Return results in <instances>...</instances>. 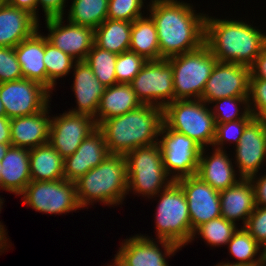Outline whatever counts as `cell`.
Returning <instances> with one entry per match:
<instances>
[{
	"instance_id": "7dc6e473",
	"label": "cell",
	"mask_w": 266,
	"mask_h": 266,
	"mask_svg": "<svg viewBox=\"0 0 266 266\" xmlns=\"http://www.w3.org/2000/svg\"><path fill=\"white\" fill-rule=\"evenodd\" d=\"M10 121L7 116H0V143H11Z\"/></svg>"
},
{
	"instance_id": "9c48e42d",
	"label": "cell",
	"mask_w": 266,
	"mask_h": 266,
	"mask_svg": "<svg viewBox=\"0 0 266 266\" xmlns=\"http://www.w3.org/2000/svg\"><path fill=\"white\" fill-rule=\"evenodd\" d=\"M21 196L22 204L39 213L65 215L81 210L77 201L75 182L66 179L31 181Z\"/></svg>"
},
{
	"instance_id": "b9f144b4",
	"label": "cell",
	"mask_w": 266,
	"mask_h": 266,
	"mask_svg": "<svg viewBox=\"0 0 266 266\" xmlns=\"http://www.w3.org/2000/svg\"><path fill=\"white\" fill-rule=\"evenodd\" d=\"M244 229L262 247H266V207L256 206L247 219Z\"/></svg>"
},
{
	"instance_id": "1f68e13d",
	"label": "cell",
	"mask_w": 266,
	"mask_h": 266,
	"mask_svg": "<svg viewBox=\"0 0 266 266\" xmlns=\"http://www.w3.org/2000/svg\"><path fill=\"white\" fill-rule=\"evenodd\" d=\"M229 255L234 261H228L232 264H241L244 266H253L263 262L264 248L244 229L240 227L234 233L232 239L226 245Z\"/></svg>"
},
{
	"instance_id": "60d3db41",
	"label": "cell",
	"mask_w": 266,
	"mask_h": 266,
	"mask_svg": "<svg viewBox=\"0 0 266 266\" xmlns=\"http://www.w3.org/2000/svg\"><path fill=\"white\" fill-rule=\"evenodd\" d=\"M23 78L13 47H0V83Z\"/></svg>"
},
{
	"instance_id": "db71d44e",
	"label": "cell",
	"mask_w": 266,
	"mask_h": 266,
	"mask_svg": "<svg viewBox=\"0 0 266 266\" xmlns=\"http://www.w3.org/2000/svg\"><path fill=\"white\" fill-rule=\"evenodd\" d=\"M4 198H2L1 196H0V214H1V209L3 208L2 206H3V204H4ZM1 222V221H0Z\"/></svg>"
},
{
	"instance_id": "f35d334b",
	"label": "cell",
	"mask_w": 266,
	"mask_h": 266,
	"mask_svg": "<svg viewBox=\"0 0 266 266\" xmlns=\"http://www.w3.org/2000/svg\"><path fill=\"white\" fill-rule=\"evenodd\" d=\"M147 60L135 52L126 51L117 55L116 83L130 84Z\"/></svg>"
},
{
	"instance_id": "484cf974",
	"label": "cell",
	"mask_w": 266,
	"mask_h": 266,
	"mask_svg": "<svg viewBox=\"0 0 266 266\" xmlns=\"http://www.w3.org/2000/svg\"><path fill=\"white\" fill-rule=\"evenodd\" d=\"M23 78L38 82L47 88L45 55V34L37 30L31 37L14 47Z\"/></svg>"
},
{
	"instance_id": "30bf717a",
	"label": "cell",
	"mask_w": 266,
	"mask_h": 266,
	"mask_svg": "<svg viewBox=\"0 0 266 266\" xmlns=\"http://www.w3.org/2000/svg\"><path fill=\"white\" fill-rule=\"evenodd\" d=\"M158 144L165 171L173 181L196 175L202 149L196 141L162 123Z\"/></svg>"
},
{
	"instance_id": "5b68a950",
	"label": "cell",
	"mask_w": 266,
	"mask_h": 266,
	"mask_svg": "<svg viewBox=\"0 0 266 266\" xmlns=\"http://www.w3.org/2000/svg\"><path fill=\"white\" fill-rule=\"evenodd\" d=\"M125 158L128 194L130 192L138 197L150 199L173 182L165 171L158 143L131 150Z\"/></svg>"
},
{
	"instance_id": "44dd1931",
	"label": "cell",
	"mask_w": 266,
	"mask_h": 266,
	"mask_svg": "<svg viewBox=\"0 0 266 266\" xmlns=\"http://www.w3.org/2000/svg\"><path fill=\"white\" fill-rule=\"evenodd\" d=\"M72 91L75 95V108L67 111L78 114H85L95 117L99 108L101 96L104 93L105 86L96 78L92 69L85 61H78L73 66Z\"/></svg>"
},
{
	"instance_id": "8992f818",
	"label": "cell",
	"mask_w": 266,
	"mask_h": 266,
	"mask_svg": "<svg viewBox=\"0 0 266 266\" xmlns=\"http://www.w3.org/2000/svg\"><path fill=\"white\" fill-rule=\"evenodd\" d=\"M163 123L196 141L202 148L212 147L216 122L210 105L200 99L174 100L163 108Z\"/></svg>"
},
{
	"instance_id": "11a10c76",
	"label": "cell",
	"mask_w": 266,
	"mask_h": 266,
	"mask_svg": "<svg viewBox=\"0 0 266 266\" xmlns=\"http://www.w3.org/2000/svg\"><path fill=\"white\" fill-rule=\"evenodd\" d=\"M263 262L266 264V247L264 248Z\"/></svg>"
},
{
	"instance_id": "681fc988",
	"label": "cell",
	"mask_w": 266,
	"mask_h": 266,
	"mask_svg": "<svg viewBox=\"0 0 266 266\" xmlns=\"http://www.w3.org/2000/svg\"><path fill=\"white\" fill-rule=\"evenodd\" d=\"M10 146H11V143H0V162L2 158L5 156Z\"/></svg>"
},
{
	"instance_id": "7bdbcfd3",
	"label": "cell",
	"mask_w": 266,
	"mask_h": 266,
	"mask_svg": "<svg viewBox=\"0 0 266 266\" xmlns=\"http://www.w3.org/2000/svg\"><path fill=\"white\" fill-rule=\"evenodd\" d=\"M67 1L68 0H38V13L41 7L44 13V19L62 17L66 14Z\"/></svg>"
},
{
	"instance_id": "ac0fdd59",
	"label": "cell",
	"mask_w": 266,
	"mask_h": 266,
	"mask_svg": "<svg viewBox=\"0 0 266 266\" xmlns=\"http://www.w3.org/2000/svg\"><path fill=\"white\" fill-rule=\"evenodd\" d=\"M64 16L44 20L48 41L73 59L84 61L94 44V29L66 21ZM65 23V24H64Z\"/></svg>"
},
{
	"instance_id": "ba28073f",
	"label": "cell",
	"mask_w": 266,
	"mask_h": 266,
	"mask_svg": "<svg viewBox=\"0 0 266 266\" xmlns=\"http://www.w3.org/2000/svg\"><path fill=\"white\" fill-rule=\"evenodd\" d=\"M172 66L174 100L200 99L217 59L203 44L167 59Z\"/></svg>"
},
{
	"instance_id": "4dcf8cb0",
	"label": "cell",
	"mask_w": 266,
	"mask_h": 266,
	"mask_svg": "<svg viewBox=\"0 0 266 266\" xmlns=\"http://www.w3.org/2000/svg\"><path fill=\"white\" fill-rule=\"evenodd\" d=\"M65 20L96 29L106 19L109 0H71ZM67 16V17H66Z\"/></svg>"
},
{
	"instance_id": "f1b7e54d",
	"label": "cell",
	"mask_w": 266,
	"mask_h": 266,
	"mask_svg": "<svg viewBox=\"0 0 266 266\" xmlns=\"http://www.w3.org/2000/svg\"><path fill=\"white\" fill-rule=\"evenodd\" d=\"M132 22L107 18L94 29V44L117 55L129 51Z\"/></svg>"
},
{
	"instance_id": "83f0119b",
	"label": "cell",
	"mask_w": 266,
	"mask_h": 266,
	"mask_svg": "<svg viewBox=\"0 0 266 266\" xmlns=\"http://www.w3.org/2000/svg\"><path fill=\"white\" fill-rule=\"evenodd\" d=\"M31 181H52L64 178V159L49 144L29 149Z\"/></svg>"
},
{
	"instance_id": "c3c4849f",
	"label": "cell",
	"mask_w": 266,
	"mask_h": 266,
	"mask_svg": "<svg viewBox=\"0 0 266 266\" xmlns=\"http://www.w3.org/2000/svg\"><path fill=\"white\" fill-rule=\"evenodd\" d=\"M7 233L5 225L3 222H0V255L4 253V251L7 252V250H9L8 248L12 246V242L8 240L9 236L7 237Z\"/></svg>"
},
{
	"instance_id": "816d5d0a",
	"label": "cell",
	"mask_w": 266,
	"mask_h": 266,
	"mask_svg": "<svg viewBox=\"0 0 266 266\" xmlns=\"http://www.w3.org/2000/svg\"><path fill=\"white\" fill-rule=\"evenodd\" d=\"M214 266H244V265H241V264H232V263H228V262L222 261L220 263L218 262V264H216Z\"/></svg>"
},
{
	"instance_id": "7a4b0ae2",
	"label": "cell",
	"mask_w": 266,
	"mask_h": 266,
	"mask_svg": "<svg viewBox=\"0 0 266 266\" xmlns=\"http://www.w3.org/2000/svg\"><path fill=\"white\" fill-rule=\"evenodd\" d=\"M206 15L204 44L218 62L250 67L266 46V32L251 22Z\"/></svg>"
},
{
	"instance_id": "ffe728a7",
	"label": "cell",
	"mask_w": 266,
	"mask_h": 266,
	"mask_svg": "<svg viewBox=\"0 0 266 266\" xmlns=\"http://www.w3.org/2000/svg\"><path fill=\"white\" fill-rule=\"evenodd\" d=\"M210 148V153L207 147L201 149L196 176L218 191L230 188L242 179L237 175L233 157L226 150Z\"/></svg>"
},
{
	"instance_id": "5bb4252c",
	"label": "cell",
	"mask_w": 266,
	"mask_h": 266,
	"mask_svg": "<svg viewBox=\"0 0 266 266\" xmlns=\"http://www.w3.org/2000/svg\"><path fill=\"white\" fill-rule=\"evenodd\" d=\"M234 148L232 159L241 178L249 179L260 173L266 165V120L254 117Z\"/></svg>"
},
{
	"instance_id": "d590c367",
	"label": "cell",
	"mask_w": 266,
	"mask_h": 266,
	"mask_svg": "<svg viewBox=\"0 0 266 266\" xmlns=\"http://www.w3.org/2000/svg\"><path fill=\"white\" fill-rule=\"evenodd\" d=\"M210 104L216 123L244 119L250 113L248 97L220 98Z\"/></svg>"
},
{
	"instance_id": "4fadbf2b",
	"label": "cell",
	"mask_w": 266,
	"mask_h": 266,
	"mask_svg": "<svg viewBox=\"0 0 266 266\" xmlns=\"http://www.w3.org/2000/svg\"><path fill=\"white\" fill-rule=\"evenodd\" d=\"M146 235L126 236L115 255L127 266H169L168 258L182 250L169 240L153 239Z\"/></svg>"
},
{
	"instance_id": "8fae6325",
	"label": "cell",
	"mask_w": 266,
	"mask_h": 266,
	"mask_svg": "<svg viewBox=\"0 0 266 266\" xmlns=\"http://www.w3.org/2000/svg\"><path fill=\"white\" fill-rule=\"evenodd\" d=\"M130 84L141 104L163 109L174 101L173 70L167 59L148 60Z\"/></svg>"
},
{
	"instance_id": "f5cc1de1",
	"label": "cell",
	"mask_w": 266,
	"mask_h": 266,
	"mask_svg": "<svg viewBox=\"0 0 266 266\" xmlns=\"http://www.w3.org/2000/svg\"><path fill=\"white\" fill-rule=\"evenodd\" d=\"M0 116H6V111L4 105L2 104L1 99H0Z\"/></svg>"
},
{
	"instance_id": "4316f807",
	"label": "cell",
	"mask_w": 266,
	"mask_h": 266,
	"mask_svg": "<svg viewBox=\"0 0 266 266\" xmlns=\"http://www.w3.org/2000/svg\"><path fill=\"white\" fill-rule=\"evenodd\" d=\"M140 105L142 104L136 97L131 84L116 83L105 88L94 117L95 123L98 127L104 120L123 115Z\"/></svg>"
},
{
	"instance_id": "ab89813d",
	"label": "cell",
	"mask_w": 266,
	"mask_h": 266,
	"mask_svg": "<svg viewBox=\"0 0 266 266\" xmlns=\"http://www.w3.org/2000/svg\"><path fill=\"white\" fill-rule=\"evenodd\" d=\"M248 105L255 118L266 120V80L249 79Z\"/></svg>"
},
{
	"instance_id": "f546056e",
	"label": "cell",
	"mask_w": 266,
	"mask_h": 266,
	"mask_svg": "<svg viewBox=\"0 0 266 266\" xmlns=\"http://www.w3.org/2000/svg\"><path fill=\"white\" fill-rule=\"evenodd\" d=\"M129 51L148 60H160L157 30L152 18L146 14L132 22Z\"/></svg>"
},
{
	"instance_id": "74e56055",
	"label": "cell",
	"mask_w": 266,
	"mask_h": 266,
	"mask_svg": "<svg viewBox=\"0 0 266 266\" xmlns=\"http://www.w3.org/2000/svg\"><path fill=\"white\" fill-rule=\"evenodd\" d=\"M146 0H109L107 18L133 22L144 16ZM146 3V4H144ZM145 7V8H144Z\"/></svg>"
},
{
	"instance_id": "6f0895ef",
	"label": "cell",
	"mask_w": 266,
	"mask_h": 266,
	"mask_svg": "<svg viewBox=\"0 0 266 266\" xmlns=\"http://www.w3.org/2000/svg\"><path fill=\"white\" fill-rule=\"evenodd\" d=\"M7 0H0V6H2Z\"/></svg>"
},
{
	"instance_id": "bcb514c9",
	"label": "cell",
	"mask_w": 266,
	"mask_h": 266,
	"mask_svg": "<svg viewBox=\"0 0 266 266\" xmlns=\"http://www.w3.org/2000/svg\"><path fill=\"white\" fill-rule=\"evenodd\" d=\"M7 2L14 7L23 9L32 14L39 22L38 14V0H7Z\"/></svg>"
},
{
	"instance_id": "e0dca14e",
	"label": "cell",
	"mask_w": 266,
	"mask_h": 266,
	"mask_svg": "<svg viewBox=\"0 0 266 266\" xmlns=\"http://www.w3.org/2000/svg\"><path fill=\"white\" fill-rule=\"evenodd\" d=\"M183 190L188 203L191 222V238L201 224L221 217L220 191L198 176L183 177L175 181Z\"/></svg>"
},
{
	"instance_id": "7c38bea8",
	"label": "cell",
	"mask_w": 266,
	"mask_h": 266,
	"mask_svg": "<svg viewBox=\"0 0 266 266\" xmlns=\"http://www.w3.org/2000/svg\"><path fill=\"white\" fill-rule=\"evenodd\" d=\"M51 94L43 85L26 78L0 83V99L10 119L42 111L51 102Z\"/></svg>"
},
{
	"instance_id": "6da1fadb",
	"label": "cell",
	"mask_w": 266,
	"mask_h": 266,
	"mask_svg": "<svg viewBox=\"0 0 266 266\" xmlns=\"http://www.w3.org/2000/svg\"><path fill=\"white\" fill-rule=\"evenodd\" d=\"M149 16L157 30L160 60L194 51L204 44L206 13L181 0H150Z\"/></svg>"
},
{
	"instance_id": "7402d4cb",
	"label": "cell",
	"mask_w": 266,
	"mask_h": 266,
	"mask_svg": "<svg viewBox=\"0 0 266 266\" xmlns=\"http://www.w3.org/2000/svg\"><path fill=\"white\" fill-rule=\"evenodd\" d=\"M50 105L35 114L11 119V146L32 149L48 143L52 118Z\"/></svg>"
},
{
	"instance_id": "8d00e7d4",
	"label": "cell",
	"mask_w": 266,
	"mask_h": 266,
	"mask_svg": "<svg viewBox=\"0 0 266 266\" xmlns=\"http://www.w3.org/2000/svg\"><path fill=\"white\" fill-rule=\"evenodd\" d=\"M254 118L250 112L244 119L233 120L225 123H216V134L213 148L226 150L229 144H233V148L239 143V140L243 134L247 124ZM231 142V143H230ZM226 148H225V146Z\"/></svg>"
},
{
	"instance_id": "3957f363",
	"label": "cell",
	"mask_w": 266,
	"mask_h": 266,
	"mask_svg": "<svg viewBox=\"0 0 266 266\" xmlns=\"http://www.w3.org/2000/svg\"><path fill=\"white\" fill-rule=\"evenodd\" d=\"M163 109L142 104L123 115L104 120L98 128L105 137L110 154L126 155L138 147L158 143Z\"/></svg>"
},
{
	"instance_id": "d4e9b609",
	"label": "cell",
	"mask_w": 266,
	"mask_h": 266,
	"mask_svg": "<svg viewBox=\"0 0 266 266\" xmlns=\"http://www.w3.org/2000/svg\"><path fill=\"white\" fill-rule=\"evenodd\" d=\"M0 165V190L20 196L31 182L29 149L10 146Z\"/></svg>"
},
{
	"instance_id": "d6986e66",
	"label": "cell",
	"mask_w": 266,
	"mask_h": 266,
	"mask_svg": "<svg viewBox=\"0 0 266 266\" xmlns=\"http://www.w3.org/2000/svg\"><path fill=\"white\" fill-rule=\"evenodd\" d=\"M109 154L104 134L97 127L82 141L74 154L64 159V178L77 181L101 164Z\"/></svg>"
},
{
	"instance_id": "836d02e7",
	"label": "cell",
	"mask_w": 266,
	"mask_h": 266,
	"mask_svg": "<svg viewBox=\"0 0 266 266\" xmlns=\"http://www.w3.org/2000/svg\"><path fill=\"white\" fill-rule=\"evenodd\" d=\"M238 228V225L221 216L197 227L193 232L191 243L200 237L209 247L226 246Z\"/></svg>"
},
{
	"instance_id": "e575fe53",
	"label": "cell",
	"mask_w": 266,
	"mask_h": 266,
	"mask_svg": "<svg viewBox=\"0 0 266 266\" xmlns=\"http://www.w3.org/2000/svg\"><path fill=\"white\" fill-rule=\"evenodd\" d=\"M117 54L104 50L93 44L84 60L92 69L93 74L105 87L116 84V66Z\"/></svg>"
},
{
	"instance_id": "52a82bcc",
	"label": "cell",
	"mask_w": 266,
	"mask_h": 266,
	"mask_svg": "<svg viewBox=\"0 0 266 266\" xmlns=\"http://www.w3.org/2000/svg\"><path fill=\"white\" fill-rule=\"evenodd\" d=\"M150 199H159L154 215L156 239L169 240L181 248L191 243L188 203L182 188L173 181Z\"/></svg>"
},
{
	"instance_id": "cb8c5ba5",
	"label": "cell",
	"mask_w": 266,
	"mask_h": 266,
	"mask_svg": "<svg viewBox=\"0 0 266 266\" xmlns=\"http://www.w3.org/2000/svg\"><path fill=\"white\" fill-rule=\"evenodd\" d=\"M256 207L254 189L249 179H240L235 185L220 191L221 216L244 227L247 219Z\"/></svg>"
},
{
	"instance_id": "ee69618b",
	"label": "cell",
	"mask_w": 266,
	"mask_h": 266,
	"mask_svg": "<svg viewBox=\"0 0 266 266\" xmlns=\"http://www.w3.org/2000/svg\"><path fill=\"white\" fill-rule=\"evenodd\" d=\"M266 171V169L264 170ZM261 174V175H260ZM260 172L249 178L254 189L256 206L266 207V172Z\"/></svg>"
},
{
	"instance_id": "f907efd6",
	"label": "cell",
	"mask_w": 266,
	"mask_h": 266,
	"mask_svg": "<svg viewBox=\"0 0 266 266\" xmlns=\"http://www.w3.org/2000/svg\"><path fill=\"white\" fill-rule=\"evenodd\" d=\"M112 262L107 264V266H127L124 264L116 255H114V259L111 260Z\"/></svg>"
},
{
	"instance_id": "9f6ffc18",
	"label": "cell",
	"mask_w": 266,
	"mask_h": 266,
	"mask_svg": "<svg viewBox=\"0 0 266 266\" xmlns=\"http://www.w3.org/2000/svg\"><path fill=\"white\" fill-rule=\"evenodd\" d=\"M253 266H266V264L264 262H261L259 264L253 265Z\"/></svg>"
},
{
	"instance_id": "603a6c76",
	"label": "cell",
	"mask_w": 266,
	"mask_h": 266,
	"mask_svg": "<svg viewBox=\"0 0 266 266\" xmlns=\"http://www.w3.org/2000/svg\"><path fill=\"white\" fill-rule=\"evenodd\" d=\"M39 23L32 14L6 1L0 6V47H16L41 29Z\"/></svg>"
},
{
	"instance_id": "f6af8a7d",
	"label": "cell",
	"mask_w": 266,
	"mask_h": 266,
	"mask_svg": "<svg viewBox=\"0 0 266 266\" xmlns=\"http://www.w3.org/2000/svg\"><path fill=\"white\" fill-rule=\"evenodd\" d=\"M249 79L266 80V46L262 49L261 53L250 66Z\"/></svg>"
},
{
	"instance_id": "2e32d148",
	"label": "cell",
	"mask_w": 266,
	"mask_h": 266,
	"mask_svg": "<svg viewBox=\"0 0 266 266\" xmlns=\"http://www.w3.org/2000/svg\"><path fill=\"white\" fill-rule=\"evenodd\" d=\"M250 67L216 62L200 98L210 105L220 98L249 96Z\"/></svg>"
},
{
	"instance_id": "9a60e30c",
	"label": "cell",
	"mask_w": 266,
	"mask_h": 266,
	"mask_svg": "<svg viewBox=\"0 0 266 266\" xmlns=\"http://www.w3.org/2000/svg\"><path fill=\"white\" fill-rule=\"evenodd\" d=\"M48 143L63 159L75 153L97 125L93 117L65 111L52 115Z\"/></svg>"
},
{
	"instance_id": "d6a6232c",
	"label": "cell",
	"mask_w": 266,
	"mask_h": 266,
	"mask_svg": "<svg viewBox=\"0 0 266 266\" xmlns=\"http://www.w3.org/2000/svg\"><path fill=\"white\" fill-rule=\"evenodd\" d=\"M47 73V89L52 93L55 90L59 78H64L73 70L77 62L68 54L50 43L45 36V55L43 57Z\"/></svg>"
},
{
	"instance_id": "277c9868",
	"label": "cell",
	"mask_w": 266,
	"mask_h": 266,
	"mask_svg": "<svg viewBox=\"0 0 266 266\" xmlns=\"http://www.w3.org/2000/svg\"><path fill=\"white\" fill-rule=\"evenodd\" d=\"M75 185L81 209L93 206L96 202L118 207L128 195L125 155L109 154L101 164L75 181Z\"/></svg>"
}]
</instances>
